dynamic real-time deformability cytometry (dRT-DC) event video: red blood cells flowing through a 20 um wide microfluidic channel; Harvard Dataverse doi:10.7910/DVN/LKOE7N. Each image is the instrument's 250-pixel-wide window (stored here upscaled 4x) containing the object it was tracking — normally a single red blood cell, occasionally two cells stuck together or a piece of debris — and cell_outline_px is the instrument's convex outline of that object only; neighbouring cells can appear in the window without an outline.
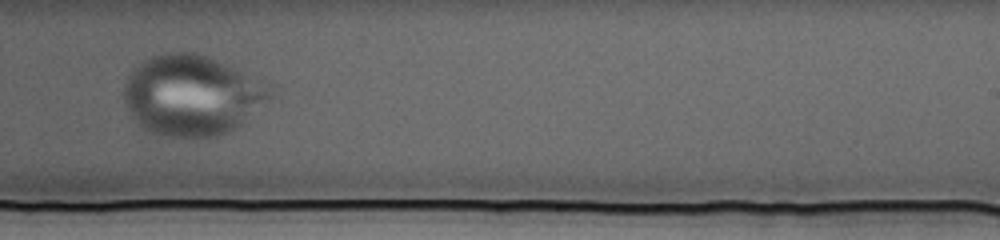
{"species": "human", "species_latin": "Homo sapiens", "temperature_condition": "cold", "stored_images_in_passage": 70, "camera_frame_rate_fps": 3000, "um_per_image_px": 0.085, "donor": {"sex": "female"}, "frame": {"image": 1, "passage_image": 44, "time_ms": 14.333, "image_size_px": [1000, 240], "cell_outline_px": [[272, 96], [244, 124], [228, 132], [216, 136], [168, 136], [152, 132], [144, 128], [132, 116], [124, 104], [124, 84], [128, 72], [144, 60], [152, 56], [164, 52], [196, 52], [220, 60], [268, 84], [272, 92]], "centroid_in_image_um": [16.31, 8.07], "position_along_channel_um": 272.7, "area_um2": 68.61}}